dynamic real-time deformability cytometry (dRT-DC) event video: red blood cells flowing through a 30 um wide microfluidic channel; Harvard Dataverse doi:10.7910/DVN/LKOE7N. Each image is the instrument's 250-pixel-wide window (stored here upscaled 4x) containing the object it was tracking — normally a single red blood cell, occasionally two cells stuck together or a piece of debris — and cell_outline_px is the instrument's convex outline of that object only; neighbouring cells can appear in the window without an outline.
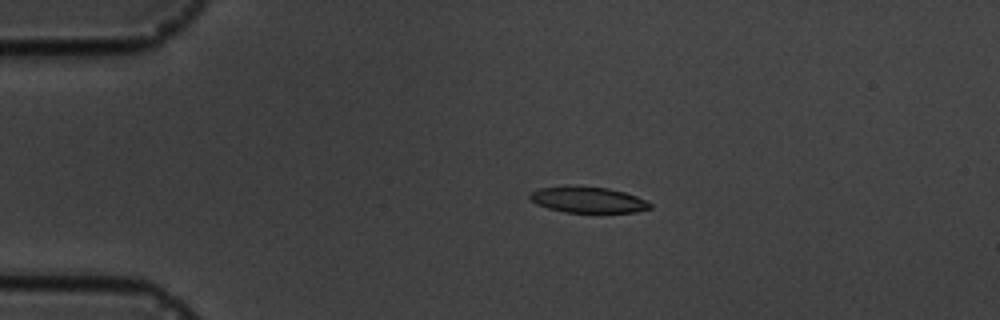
{"species": "common noctule bat (a hibernating species)", "species_latin": "Nyctalus noctula", "temperature_condition": "cold", "stored_images_in_passage": 15, "camera_frame_rate_fps": 3000, "um_per_image_px": 0.085, "animal": {"sex": "male", "body_mass_g": 19.5, "forearm_length_mm": 54.6}, "frame": {"image": 1, "passage_image": 3, "time_ms": 3.333, "image_size_px": [1000, 320], "cell_outline_px": [[652, 208], [636, 212], [564, 212], [548, 208], [536, 204], [528, 196], [532, 192], [540, 188], [564, 184], [568, 184], [608, 188], [624, 192], [636, 196], [652, 204]], "centroid_in_image_um": [49.94, 16.96], "position_along_channel_um": 35.1, "area_um2": 18.44}}
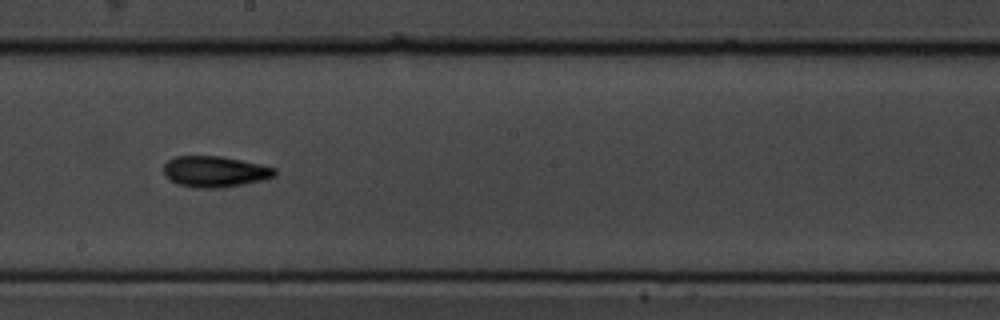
{"frame": {"image": 2, "passage_image": 9, "time_ms": 10.0, "image_size_px": [1000, 320], "cell_outline_px": [[276, 176], [264, 180], [220, 188], [192, 188], [176, 184], [164, 172], [164, 164], [168, 160], [176, 156], [220, 156], [260, 164], [276, 168]], "centroid_in_image_um": [18.28, 14.59], "position_along_channel_um": 229.9, "area_um2": 20.06}}
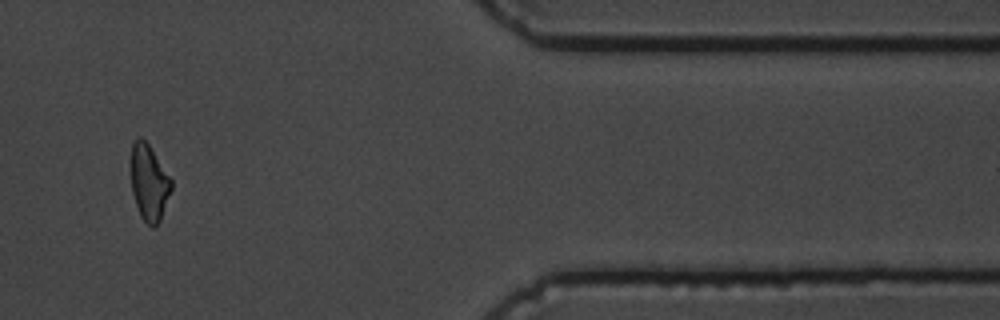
{"frame": {"image": 3, "passage_image": 14, "time_ms": 15.667, "image_size_px": [1000, 320], "cell_outline_px": [[172, 188], [160, 220], [152, 228], [140, 216], [132, 192], [132, 144], [136, 136], [140, 136], [148, 144], [172, 180]], "centroid_in_image_um": [12.67, 15.52], "position_along_channel_um": 398.7, "area_um2": 17.51}, "authors_computed_cell_mechanics": {"area_um2": 18.9584, "velocity_mm_per_s": 3.5517, "shape_relaxation_time_tau1_ms": 3.3824, "shape_relaxation_time_tau2_ms": null, "deformation_change_tau1": 0.1424, "deformation_change_tau2": null}}